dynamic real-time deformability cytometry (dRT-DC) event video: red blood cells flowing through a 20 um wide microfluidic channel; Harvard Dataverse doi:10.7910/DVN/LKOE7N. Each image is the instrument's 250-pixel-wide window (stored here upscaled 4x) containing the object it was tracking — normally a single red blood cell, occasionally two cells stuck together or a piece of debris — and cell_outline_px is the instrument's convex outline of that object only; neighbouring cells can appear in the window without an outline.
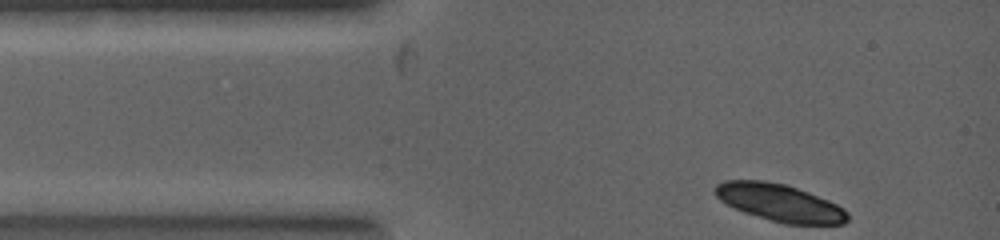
{"species": "common noctule bat (a hibernating species)", "species_latin": "Nyctalus noctula", "temperature_condition": "warm", "stored_images_in_passage": 5, "camera_frame_rate_fps": 5000, "um_per_image_px": 0.085, "animal": {"sex": "female", "body_mass_g": 19.0, "forearm_length_mm": 53.3}, "frame": {"image": 1, "passage_image": 1, "time_ms": 0.0, "image_size_px": [1000, 240], "cell_outline_px": [[848, 220], [844, 224], [784, 224], [744, 212], [720, 200], [716, 196], [716, 184], [724, 180], [764, 180], [784, 184], [808, 192], [828, 200], [844, 208], [848, 212]], "centroid_in_image_um": [66.3, 17.23], "position_along_channel_um": 18.7, "area_um2": 28.55}}